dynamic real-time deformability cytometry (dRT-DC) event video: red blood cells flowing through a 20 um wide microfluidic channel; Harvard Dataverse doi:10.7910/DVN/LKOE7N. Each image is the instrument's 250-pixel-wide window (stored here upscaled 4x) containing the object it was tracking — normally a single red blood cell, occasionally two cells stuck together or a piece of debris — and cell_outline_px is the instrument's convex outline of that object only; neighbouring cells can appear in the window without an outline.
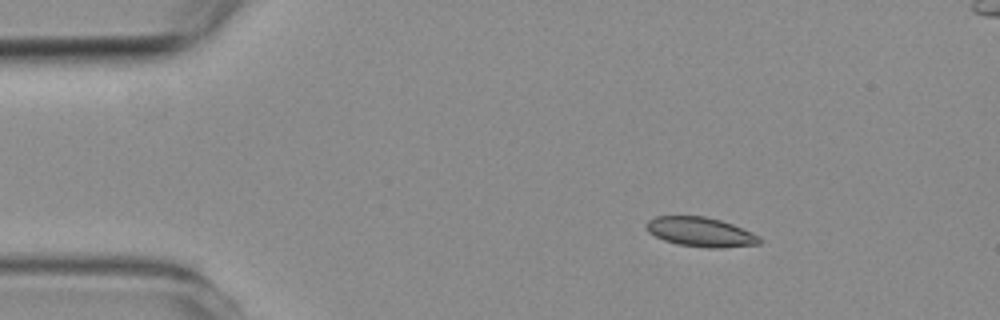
{"species": "common noctule bat (a hibernating species)", "species_latin": "Nyctalus noctula", "temperature_condition": "room temperature", "stored_images_in_passage": 4, "camera_frame_rate_fps": 3000, "um_per_image_px": 0.085, "animal": {"sex": "female", "body_mass_g": 19.3, "forearm_length_mm": 54.1}, "frame": {"image": 1, "passage_image": 2, "time_ms": 1.667, "image_size_px": [1000, 320], "cell_outline_px": [[764, 240], [760, 244], [724, 248], [708, 248], [676, 244], [664, 240], [648, 232], [644, 224], [648, 220], [656, 216], [704, 216], [720, 220], [732, 224], [752, 232], [760, 236]], "centroid_in_image_um": [59.57, 19.72], "position_along_channel_um": 25.4, "area_um2": 19.65}}